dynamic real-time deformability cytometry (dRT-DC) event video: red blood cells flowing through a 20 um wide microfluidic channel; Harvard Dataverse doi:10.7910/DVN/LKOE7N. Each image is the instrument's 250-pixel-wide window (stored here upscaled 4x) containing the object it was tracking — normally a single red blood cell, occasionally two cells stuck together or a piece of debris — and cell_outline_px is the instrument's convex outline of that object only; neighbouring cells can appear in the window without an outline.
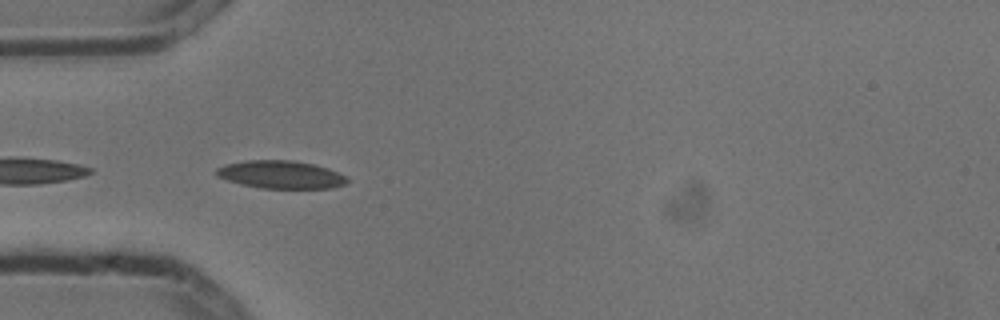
{"species": "common noctule bat (a hibernating species)", "species_latin": "Nyctalus noctula", "temperature_condition": "cold", "stored_images_in_passage": 5, "camera_frame_rate_fps": 3000, "um_per_image_px": 0.085, "animal": {"sex": "male", "body_mass_g": 13.3}, "frame": {"image": 1, "passage_image": 4, "time_ms": 1.0, "image_size_px": [1000, 320], "cell_outline_px": [[348, 180], [344, 184], [332, 188], [260, 188], [240, 184], [216, 176], [216, 168], [224, 164], [248, 160], [292, 160], [312, 164], [328, 168], [344, 176]], "centroid_in_image_um": [23.82, 14.84], "position_along_channel_um": 61.2, "area_um2": 21.1}}
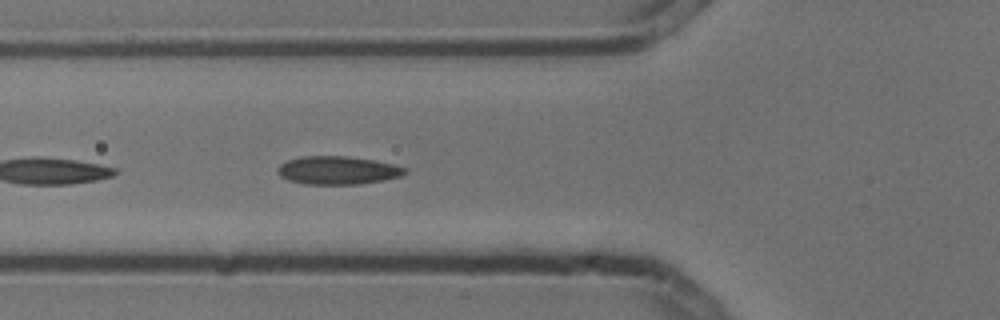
{"frame": {"image": 2, "passage_image": 5, "time_ms": 1.333, "image_size_px": [1000, 320], "cell_outline_px": [[408, 172], [400, 176], [384, 180], [360, 184], [304, 184], [288, 180], [280, 176], [276, 172], [276, 168], [280, 164], [288, 160], [300, 156], [348, 156], [376, 160], [408, 168]], "centroid_in_image_um": [28.7, 14.47], "position_along_channel_um": 97.1, "area_um2": 21.15}}